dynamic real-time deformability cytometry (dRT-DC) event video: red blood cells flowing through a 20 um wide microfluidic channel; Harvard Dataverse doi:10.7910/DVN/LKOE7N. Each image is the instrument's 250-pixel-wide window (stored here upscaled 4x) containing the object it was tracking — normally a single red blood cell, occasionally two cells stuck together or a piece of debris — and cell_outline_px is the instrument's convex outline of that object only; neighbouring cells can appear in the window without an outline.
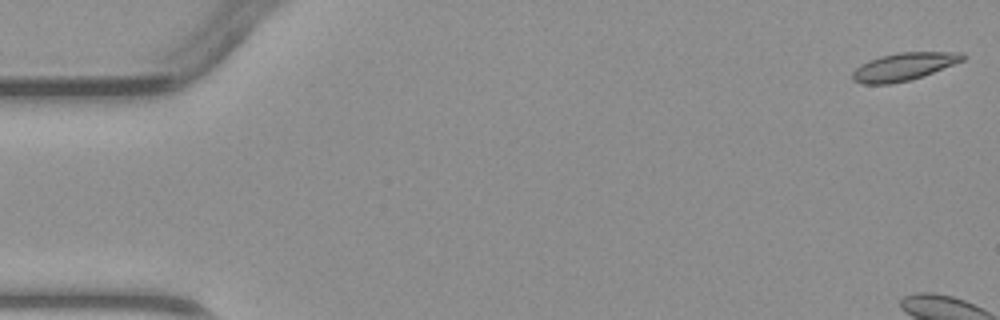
{"species": "common noctule bat (a hibernating species)", "species_latin": "Nyctalus noctula", "temperature_condition": "warm", "stored_images_in_passage": 5, "camera_frame_rate_fps": 3000, "um_per_image_px": 0.085, "animal": {"sex": "male", "body_mass_g": 23.1, "forearm_length_mm": 52.7}, "frame": {"image": 1, "passage_image": 1, "time_ms": 0.0, "image_size_px": [1000, 320], "cell_outline_px": [[968, 56], [964, 60], [932, 72], [908, 80], [892, 84], [864, 84], [852, 80], [852, 72], [860, 64], [868, 60], [880, 56], [900, 52], [964, 52]], "centroid_in_image_um": [76.81, 5.65], "position_along_channel_um": 8.2, "area_um2": 17.74}}